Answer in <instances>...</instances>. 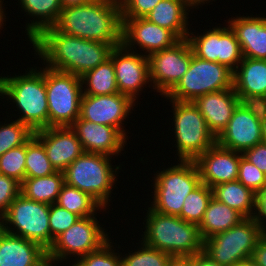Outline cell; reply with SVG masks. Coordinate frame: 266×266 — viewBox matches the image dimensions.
<instances>
[{"label":"cell","mask_w":266,"mask_h":266,"mask_svg":"<svg viewBox=\"0 0 266 266\" xmlns=\"http://www.w3.org/2000/svg\"><path fill=\"white\" fill-rule=\"evenodd\" d=\"M167 266H192V256H171Z\"/></svg>","instance_id":"cell-47"},{"label":"cell","mask_w":266,"mask_h":266,"mask_svg":"<svg viewBox=\"0 0 266 266\" xmlns=\"http://www.w3.org/2000/svg\"><path fill=\"white\" fill-rule=\"evenodd\" d=\"M56 172L43 144L33 135L26 143L25 178L44 177Z\"/></svg>","instance_id":"cell-33"},{"label":"cell","mask_w":266,"mask_h":266,"mask_svg":"<svg viewBox=\"0 0 266 266\" xmlns=\"http://www.w3.org/2000/svg\"><path fill=\"white\" fill-rule=\"evenodd\" d=\"M135 106L136 103L130 97L121 93L110 95L82 94L79 117L90 122L115 127L129 139L126 135L129 130L124 129V122L129 118Z\"/></svg>","instance_id":"cell-16"},{"label":"cell","mask_w":266,"mask_h":266,"mask_svg":"<svg viewBox=\"0 0 266 266\" xmlns=\"http://www.w3.org/2000/svg\"><path fill=\"white\" fill-rule=\"evenodd\" d=\"M245 187L258 193L266 184V174L258 169L251 162L246 160L240 153V162L238 169V179Z\"/></svg>","instance_id":"cell-39"},{"label":"cell","mask_w":266,"mask_h":266,"mask_svg":"<svg viewBox=\"0 0 266 266\" xmlns=\"http://www.w3.org/2000/svg\"><path fill=\"white\" fill-rule=\"evenodd\" d=\"M21 7L33 19L26 24V32L29 40H34L44 29L53 27L60 16L62 6L60 0H18ZM21 5V6H20Z\"/></svg>","instance_id":"cell-27"},{"label":"cell","mask_w":266,"mask_h":266,"mask_svg":"<svg viewBox=\"0 0 266 266\" xmlns=\"http://www.w3.org/2000/svg\"><path fill=\"white\" fill-rule=\"evenodd\" d=\"M26 144L12 148L0 156V174L20 184L25 179Z\"/></svg>","instance_id":"cell-37"},{"label":"cell","mask_w":266,"mask_h":266,"mask_svg":"<svg viewBox=\"0 0 266 266\" xmlns=\"http://www.w3.org/2000/svg\"><path fill=\"white\" fill-rule=\"evenodd\" d=\"M91 0H60L62 8L69 6H77L90 2Z\"/></svg>","instance_id":"cell-48"},{"label":"cell","mask_w":266,"mask_h":266,"mask_svg":"<svg viewBox=\"0 0 266 266\" xmlns=\"http://www.w3.org/2000/svg\"><path fill=\"white\" fill-rule=\"evenodd\" d=\"M146 211L145 231L141 235L145 245L171 256H192L203 251L198 225L178 216L161 214L151 207Z\"/></svg>","instance_id":"cell-4"},{"label":"cell","mask_w":266,"mask_h":266,"mask_svg":"<svg viewBox=\"0 0 266 266\" xmlns=\"http://www.w3.org/2000/svg\"><path fill=\"white\" fill-rule=\"evenodd\" d=\"M233 89L241 102L266 104V60L243 57L233 71Z\"/></svg>","instance_id":"cell-22"},{"label":"cell","mask_w":266,"mask_h":266,"mask_svg":"<svg viewBox=\"0 0 266 266\" xmlns=\"http://www.w3.org/2000/svg\"><path fill=\"white\" fill-rule=\"evenodd\" d=\"M121 18H145L162 0H119Z\"/></svg>","instance_id":"cell-41"},{"label":"cell","mask_w":266,"mask_h":266,"mask_svg":"<svg viewBox=\"0 0 266 266\" xmlns=\"http://www.w3.org/2000/svg\"><path fill=\"white\" fill-rule=\"evenodd\" d=\"M232 266H260L257 262H255L252 258H247L235 263Z\"/></svg>","instance_id":"cell-51"},{"label":"cell","mask_w":266,"mask_h":266,"mask_svg":"<svg viewBox=\"0 0 266 266\" xmlns=\"http://www.w3.org/2000/svg\"><path fill=\"white\" fill-rule=\"evenodd\" d=\"M265 233L254 218H245L238 225L203 240V252L220 266H232L251 258Z\"/></svg>","instance_id":"cell-9"},{"label":"cell","mask_w":266,"mask_h":266,"mask_svg":"<svg viewBox=\"0 0 266 266\" xmlns=\"http://www.w3.org/2000/svg\"><path fill=\"white\" fill-rule=\"evenodd\" d=\"M49 211L50 205L19 194L0 217V228L33 241L48 251L54 242L50 234Z\"/></svg>","instance_id":"cell-8"},{"label":"cell","mask_w":266,"mask_h":266,"mask_svg":"<svg viewBox=\"0 0 266 266\" xmlns=\"http://www.w3.org/2000/svg\"><path fill=\"white\" fill-rule=\"evenodd\" d=\"M226 21L235 33L243 57L266 60V16H237Z\"/></svg>","instance_id":"cell-25"},{"label":"cell","mask_w":266,"mask_h":266,"mask_svg":"<svg viewBox=\"0 0 266 266\" xmlns=\"http://www.w3.org/2000/svg\"><path fill=\"white\" fill-rule=\"evenodd\" d=\"M113 246L110 240L105 243L100 249L90 252L77 260L81 266H121V255Z\"/></svg>","instance_id":"cell-38"},{"label":"cell","mask_w":266,"mask_h":266,"mask_svg":"<svg viewBox=\"0 0 266 266\" xmlns=\"http://www.w3.org/2000/svg\"><path fill=\"white\" fill-rule=\"evenodd\" d=\"M240 102L233 88L207 93L193 101L216 138L227 127L234 109Z\"/></svg>","instance_id":"cell-23"},{"label":"cell","mask_w":266,"mask_h":266,"mask_svg":"<svg viewBox=\"0 0 266 266\" xmlns=\"http://www.w3.org/2000/svg\"><path fill=\"white\" fill-rule=\"evenodd\" d=\"M170 100L173 108L171 120L174 131L177 160H195L216 143V137L209 130L205 118L193 102ZM174 123V124H173Z\"/></svg>","instance_id":"cell-7"},{"label":"cell","mask_w":266,"mask_h":266,"mask_svg":"<svg viewBox=\"0 0 266 266\" xmlns=\"http://www.w3.org/2000/svg\"><path fill=\"white\" fill-rule=\"evenodd\" d=\"M212 191L214 198L238 211L244 218H254L256 193L238 180L218 184Z\"/></svg>","instance_id":"cell-29"},{"label":"cell","mask_w":266,"mask_h":266,"mask_svg":"<svg viewBox=\"0 0 266 266\" xmlns=\"http://www.w3.org/2000/svg\"><path fill=\"white\" fill-rule=\"evenodd\" d=\"M21 184L13 178L0 174V217L20 194Z\"/></svg>","instance_id":"cell-42"},{"label":"cell","mask_w":266,"mask_h":266,"mask_svg":"<svg viewBox=\"0 0 266 266\" xmlns=\"http://www.w3.org/2000/svg\"><path fill=\"white\" fill-rule=\"evenodd\" d=\"M80 217L67 209L53 203L50 205L49 226L53 239L69 229Z\"/></svg>","instance_id":"cell-40"},{"label":"cell","mask_w":266,"mask_h":266,"mask_svg":"<svg viewBox=\"0 0 266 266\" xmlns=\"http://www.w3.org/2000/svg\"><path fill=\"white\" fill-rule=\"evenodd\" d=\"M3 1L4 0H0V29L2 30L3 26H4V22H6V13L5 10L3 7L6 6V5H3ZM3 5V6H2Z\"/></svg>","instance_id":"cell-52"},{"label":"cell","mask_w":266,"mask_h":266,"mask_svg":"<svg viewBox=\"0 0 266 266\" xmlns=\"http://www.w3.org/2000/svg\"><path fill=\"white\" fill-rule=\"evenodd\" d=\"M111 159L104 154L84 152L63 171L64 181L90 194L107 208L121 167L120 164L113 167Z\"/></svg>","instance_id":"cell-5"},{"label":"cell","mask_w":266,"mask_h":266,"mask_svg":"<svg viewBox=\"0 0 266 266\" xmlns=\"http://www.w3.org/2000/svg\"><path fill=\"white\" fill-rule=\"evenodd\" d=\"M64 183L61 171L44 177L25 178L21 183L20 194L27 199L51 205L56 203Z\"/></svg>","instance_id":"cell-30"},{"label":"cell","mask_w":266,"mask_h":266,"mask_svg":"<svg viewBox=\"0 0 266 266\" xmlns=\"http://www.w3.org/2000/svg\"><path fill=\"white\" fill-rule=\"evenodd\" d=\"M49 127L71 126L80 116L81 77L45 66Z\"/></svg>","instance_id":"cell-12"},{"label":"cell","mask_w":266,"mask_h":266,"mask_svg":"<svg viewBox=\"0 0 266 266\" xmlns=\"http://www.w3.org/2000/svg\"><path fill=\"white\" fill-rule=\"evenodd\" d=\"M83 94L86 95H110L119 93L115 68L109 58L96 68L87 71L81 76Z\"/></svg>","instance_id":"cell-31"},{"label":"cell","mask_w":266,"mask_h":266,"mask_svg":"<svg viewBox=\"0 0 266 266\" xmlns=\"http://www.w3.org/2000/svg\"><path fill=\"white\" fill-rule=\"evenodd\" d=\"M254 219L266 230V184L256 194Z\"/></svg>","instance_id":"cell-44"},{"label":"cell","mask_w":266,"mask_h":266,"mask_svg":"<svg viewBox=\"0 0 266 266\" xmlns=\"http://www.w3.org/2000/svg\"><path fill=\"white\" fill-rule=\"evenodd\" d=\"M0 266H50L47 250L0 228Z\"/></svg>","instance_id":"cell-24"},{"label":"cell","mask_w":266,"mask_h":266,"mask_svg":"<svg viewBox=\"0 0 266 266\" xmlns=\"http://www.w3.org/2000/svg\"><path fill=\"white\" fill-rule=\"evenodd\" d=\"M189 9L192 8L185 0H162L145 18L170 30L179 40L186 39L190 31Z\"/></svg>","instance_id":"cell-26"},{"label":"cell","mask_w":266,"mask_h":266,"mask_svg":"<svg viewBox=\"0 0 266 266\" xmlns=\"http://www.w3.org/2000/svg\"><path fill=\"white\" fill-rule=\"evenodd\" d=\"M201 178L211 189L221 183L236 181L240 153L220 146L217 142L194 160Z\"/></svg>","instance_id":"cell-19"},{"label":"cell","mask_w":266,"mask_h":266,"mask_svg":"<svg viewBox=\"0 0 266 266\" xmlns=\"http://www.w3.org/2000/svg\"><path fill=\"white\" fill-rule=\"evenodd\" d=\"M56 204L78 215L80 218L96 215L101 210L103 212L107 211L90 194L66 183L61 188Z\"/></svg>","instance_id":"cell-32"},{"label":"cell","mask_w":266,"mask_h":266,"mask_svg":"<svg viewBox=\"0 0 266 266\" xmlns=\"http://www.w3.org/2000/svg\"><path fill=\"white\" fill-rule=\"evenodd\" d=\"M212 196V189L204 183H201L196 189L186 196L181 213L178 217L188 223L199 226L203 220L207 205Z\"/></svg>","instance_id":"cell-34"},{"label":"cell","mask_w":266,"mask_h":266,"mask_svg":"<svg viewBox=\"0 0 266 266\" xmlns=\"http://www.w3.org/2000/svg\"><path fill=\"white\" fill-rule=\"evenodd\" d=\"M230 88H233V71L218 62L198 58L192 50L189 69L164 98L193 102L199 96Z\"/></svg>","instance_id":"cell-10"},{"label":"cell","mask_w":266,"mask_h":266,"mask_svg":"<svg viewBox=\"0 0 266 266\" xmlns=\"http://www.w3.org/2000/svg\"><path fill=\"white\" fill-rule=\"evenodd\" d=\"M97 215L79 218L69 229L54 239L47 251L50 266L58 263L77 261L84 255L100 249L109 239L108 232L100 225ZM102 226V227H101ZM105 230V231H104ZM72 255V256H71Z\"/></svg>","instance_id":"cell-11"},{"label":"cell","mask_w":266,"mask_h":266,"mask_svg":"<svg viewBox=\"0 0 266 266\" xmlns=\"http://www.w3.org/2000/svg\"><path fill=\"white\" fill-rule=\"evenodd\" d=\"M69 266H81L77 261H72L71 265L69 263Z\"/></svg>","instance_id":"cell-53"},{"label":"cell","mask_w":266,"mask_h":266,"mask_svg":"<svg viewBox=\"0 0 266 266\" xmlns=\"http://www.w3.org/2000/svg\"><path fill=\"white\" fill-rule=\"evenodd\" d=\"M121 20V44L131 51L138 52L137 49H141L142 54L148 56L156 51L170 48L179 41L170 30L146 18H121Z\"/></svg>","instance_id":"cell-18"},{"label":"cell","mask_w":266,"mask_h":266,"mask_svg":"<svg viewBox=\"0 0 266 266\" xmlns=\"http://www.w3.org/2000/svg\"><path fill=\"white\" fill-rule=\"evenodd\" d=\"M192 266H220L203 251L192 255Z\"/></svg>","instance_id":"cell-46"},{"label":"cell","mask_w":266,"mask_h":266,"mask_svg":"<svg viewBox=\"0 0 266 266\" xmlns=\"http://www.w3.org/2000/svg\"><path fill=\"white\" fill-rule=\"evenodd\" d=\"M242 156L266 174V142L244 151Z\"/></svg>","instance_id":"cell-43"},{"label":"cell","mask_w":266,"mask_h":266,"mask_svg":"<svg viewBox=\"0 0 266 266\" xmlns=\"http://www.w3.org/2000/svg\"><path fill=\"white\" fill-rule=\"evenodd\" d=\"M28 69L23 75L0 76V98L16 104L18 113H22L17 120L35 132L49 127L45 66Z\"/></svg>","instance_id":"cell-3"},{"label":"cell","mask_w":266,"mask_h":266,"mask_svg":"<svg viewBox=\"0 0 266 266\" xmlns=\"http://www.w3.org/2000/svg\"><path fill=\"white\" fill-rule=\"evenodd\" d=\"M138 249L121 255V266H167L171 255L161 250L149 247L142 241ZM134 251V252H133Z\"/></svg>","instance_id":"cell-36"},{"label":"cell","mask_w":266,"mask_h":266,"mask_svg":"<svg viewBox=\"0 0 266 266\" xmlns=\"http://www.w3.org/2000/svg\"><path fill=\"white\" fill-rule=\"evenodd\" d=\"M30 44L46 67L80 77L109 59L114 48L109 43L61 33L54 27L44 29Z\"/></svg>","instance_id":"cell-1"},{"label":"cell","mask_w":266,"mask_h":266,"mask_svg":"<svg viewBox=\"0 0 266 266\" xmlns=\"http://www.w3.org/2000/svg\"><path fill=\"white\" fill-rule=\"evenodd\" d=\"M153 89L165 96L183 77L190 66L192 47L188 39H181L172 47L147 56Z\"/></svg>","instance_id":"cell-14"},{"label":"cell","mask_w":266,"mask_h":266,"mask_svg":"<svg viewBox=\"0 0 266 266\" xmlns=\"http://www.w3.org/2000/svg\"><path fill=\"white\" fill-rule=\"evenodd\" d=\"M33 135L34 131L28 125L17 119L8 123L5 119L4 124L0 123V156L12 148L26 144Z\"/></svg>","instance_id":"cell-35"},{"label":"cell","mask_w":266,"mask_h":266,"mask_svg":"<svg viewBox=\"0 0 266 266\" xmlns=\"http://www.w3.org/2000/svg\"><path fill=\"white\" fill-rule=\"evenodd\" d=\"M175 164L156 171L150 207L161 214L178 216L186 196L201 184V178L194 160H178Z\"/></svg>","instance_id":"cell-6"},{"label":"cell","mask_w":266,"mask_h":266,"mask_svg":"<svg viewBox=\"0 0 266 266\" xmlns=\"http://www.w3.org/2000/svg\"><path fill=\"white\" fill-rule=\"evenodd\" d=\"M83 149L88 153L118 156L124 151L127 138L115 127L83 120L80 117L71 125Z\"/></svg>","instance_id":"cell-21"},{"label":"cell","mask_w":266,"mask_h":266,"mask_svg":"<svg viewBox=\"0 0 266 266\" xmlns=\"http://www.w3.org/2000/svg\"><path fill=\"white\" fill-rule=\"evenodd\" d=\"M189 31L188 41L193 53L200 59L218 62L234 71L243 60V54L235 33L229 25L207 29L197 35Z\"/></svg>","instance_id":"cell-15"},{"label":"cell","mask_w":266,"mask_h":266,"mask_svg":"<svg viewBox=\"0 0 266 266\" xmlns=\"http://www.w3.org/2000/svg\"><path fill=\"white\" fill-rule=\"evenodd\" d=\"M264 109L265 104L240 102L234 109L227 127L216 138V142L239 153L263 142L261 116Z\"/></svg>","instance_id":"cell-13"},{"label":"cell","mask_w":266,"mask_h":266,"mask_svg":"<svg viewBox=\"0 0 266 266\" xmlns=\"http://www.w3.org/2000/svg\"><path fill=\"white\" fill-rule=\"evenodd\" d=\"M109 58L115 68L119 93L137 103L144 86L150 84L147 87H151L147 56L142 52L131 51L120 44L112 49Z\"/></svg>","instance_id":"cell-17"},{"label":"cell","mask_w":266,"mask_h":266,"mask_svg":"<svg viewBox=\"0 0 266 266\" xmlns=\"http://www.w3.org/2000/svg\"><path fill=\"white\" fill-rule=\"evenodd\" d=\"M193 9L196 7L199 9V6L202 4V6L205 5V3L209 4L210 2H212V0H185ZM215 1V0H213ZM204 4V5H203Z\"/></svg>","instance_id":"cell-50"},{"label":"cell","mask_w":266,"mask_h":266,"mask_svg":"<svg viewBox=\"0 0 266 266\" xmlns=\"http://www.w3.org/2000/svg\"><path fill=\"white\" fill-rule=\"evenodd\" d=\"M56 171L63 172L85 151L71 126L47 127L34 132Z\"/></svg>","instance_id":"cell-20"},{"label":"cell","mask_w":266,"mask_h":266,"mask_svg":"<svg viewBox=\"0 0 266 266\" xmlns=\"http://www.w3.org/2000/svg\"><path fill=\"white\" fill-rule=\"evenodd\" d=\"M261 135H262V141L266 142V104H265V109L262 111V116H261Z\"/></svg>","instance_id":"cell-49"},{"label":"cell","mask_w":266,"mask_h":266,"mask_svg":"<svg viewBox=\"0 0 266 266\" xmlns=\"http://www.w3.org/2000/svg\"><path fill=\"white\" fill-rule=\"evenodd\" d=\"M57 31L82 39L121 44V6L119 0H91L88 3L62 8Z\"/></svg>","instance_id":"cell-2"},{"label":"cell","mask_w":266,"mask_h":266,"mask_svg":"<svg viewBox=\"0 0 266 266\" xmlns=\"http://www.w3.org/2000/svg\"><path fill=\"white\" fill-rule=\"evenodd\" d=\"M251 258L260 266H266V233L257 243Z\"/></svg>","instance_id":"cell-45"},{"label":"cell","mask_w":266,"mask_h":266,"mask_svg":"<svg viewBox=\"0 0 266 266\" xmlns=\"http://www.w3.org/2000/svg\"><path fill=\"white\" fill-rule=\"evenodd\" d=\"M243 219L245 218L238 211L212 196L207 205L203 220L198 226L201 238L205 240L217 233L224 232L238 225Z\"/></svg>","instance_id":"cell-28"}]
</instances>
